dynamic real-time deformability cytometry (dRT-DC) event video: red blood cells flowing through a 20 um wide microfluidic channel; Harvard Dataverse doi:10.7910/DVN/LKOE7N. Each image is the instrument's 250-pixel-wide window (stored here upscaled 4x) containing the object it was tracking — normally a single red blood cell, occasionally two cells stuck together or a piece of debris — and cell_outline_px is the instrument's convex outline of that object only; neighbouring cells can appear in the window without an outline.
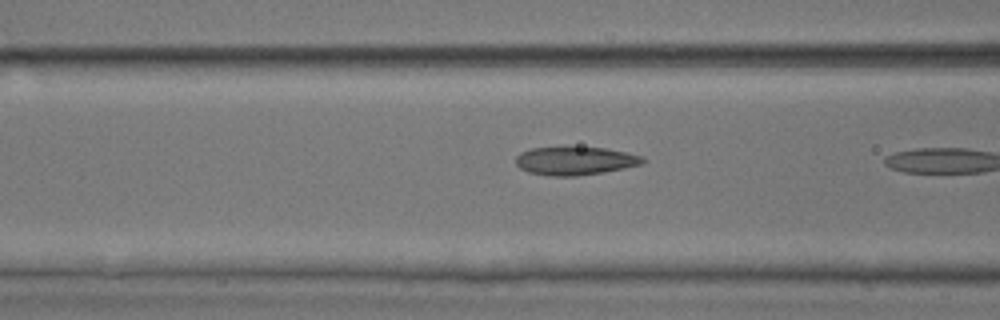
{"species": "common noctule bat (a hibernating species)", "species_latin": "Nyctalus noctula", "temperature_condition": "room temperature", "stored_images_in_passage": 8, "camera_frame_rate_fps": 3000, "um_per_image_px": 0.085, "animal": {"sex": "male", "body_mass_g": 17.9, "forearm_length_mm": 54.2}, "frame": {"image": 1, "passage_image": 6, "time_ms": 1.667, "image_size_px": [1000, 320], "cell_outline_px": [[648, 160], [644, 164], [604, 172], [576, 176], [552, 176], [528, 172], [520, 168], [516, 164], [516, 156], [520, 152], [532, 148], [604, 148], [644, 156]], "centroid_in_image_um": [48.92, 13.68], "position_along_channel_um": 117.7, "area_um2": 20.81}}